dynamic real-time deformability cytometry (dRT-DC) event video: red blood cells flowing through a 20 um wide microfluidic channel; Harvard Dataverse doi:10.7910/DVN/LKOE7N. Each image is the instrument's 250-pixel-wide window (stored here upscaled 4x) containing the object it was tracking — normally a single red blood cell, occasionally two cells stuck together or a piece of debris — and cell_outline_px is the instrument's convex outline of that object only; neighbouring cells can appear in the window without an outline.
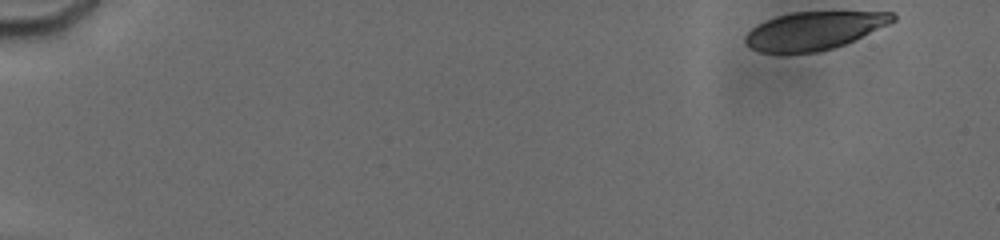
{"species": "human", "species_latin": "Homo sapiens", "temperature_condition": "cold", "stored_images_in_passage": 46, "camera_frame_rate_fps": 3000, "um_per_image_px": 0.085, "donor": {"sex": "male"}, "frame": {"image": 1, "passage_image": 1, "time_ms": 0.0, "image_size_px": [1000, 240], "cell_outline_px": [[896, 20], [888, 24], [844, 44], [832, 48], [816, 52], [760, 52], [744, 44], [744, 36], [752, 28], [776, 16], [792, 12], [892, 12], [896, 16]], "centroid_in_image_um": [69.17, 2.6], "position_along_channel_um": 15.8, "area_um2": 32.08}}
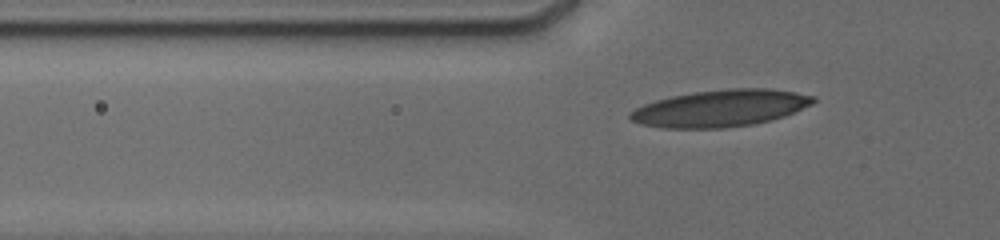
{"frame": {"image": 2, "passage_image": 39, "time_ms": 5.333, "image_size_px": [1000, 240], "cell_outline_px": [[816, 100], [812, 104], [784, 116], [752, 124], [724, 128], [664, 128], [640, 124], [632, 120], [628, 116], [628, 112], [644, 104], [656, 100], [672, 96], [696, 92], [728, 88], [764, 88], [796, 92], [816, 96]], "centroid_in_image_um": [61.22, 9.2], "position_along_channel_um": 64.6, "area_um2": 39.19}}
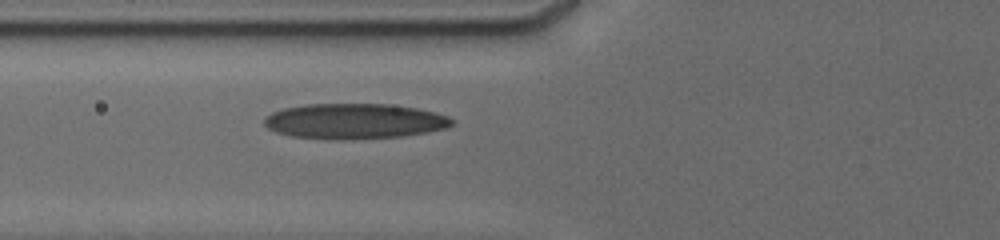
{"frame": {"image": 3, "passage_image": 44, "time_ms": 6.333, "image_size_px": [1000, 240], "cell_outline_px": [[456, 120], [448, 128], [400, 136], [328, 140], [292, 136], [276, 132], [268, 128], [264, 124], [264, 116], [272, 112], [284, 108], [304, 104], [388, 104], [416, 108], [448, 116]], "centroid_in_image_um": [30.08, 10.29], "position_along_channel_um": 95.7, "area_um2": 38.55}}